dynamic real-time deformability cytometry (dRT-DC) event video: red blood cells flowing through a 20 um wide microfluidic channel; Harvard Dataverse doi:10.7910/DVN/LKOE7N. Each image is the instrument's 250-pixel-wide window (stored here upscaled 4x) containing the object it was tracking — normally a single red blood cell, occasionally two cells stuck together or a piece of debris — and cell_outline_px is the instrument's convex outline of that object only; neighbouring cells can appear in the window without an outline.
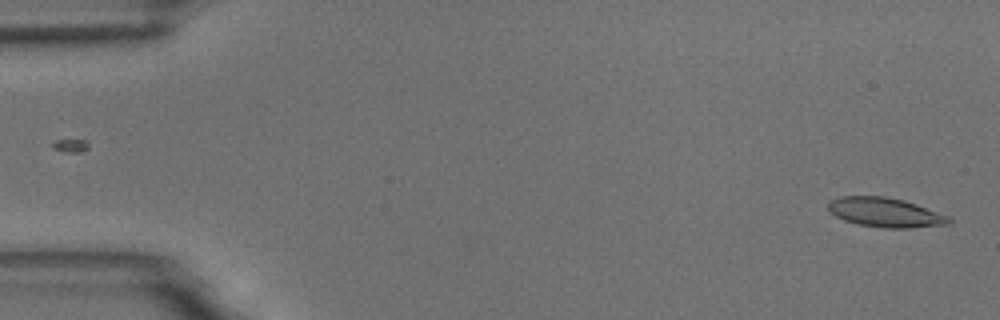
{"species": "common noctule bat (a hibernating species)", "species_latin": "Nyctalus noctula", "temperature_condition": "room temperature", "stored_images_in_passage": 54, "camera_frame_rate_fps": 3000, "um_per_image_px": 0.085, "animal": {"sex": "male", "body_mass_g": 18.8}, "frame": {"image": 1, "passage_image": 1, "time_ms": 0.0, "image_size_px": [1000, 320], "cell_outline_px": [[952, 220], [948, 224], [912, 228], [884, 228], [860, 224], [844, 220], [836, 216], [828, 208], [828, 200], [840, 196], [884, 196], [904, 200], [916, 204], [948, 216]], "centroid_in_image_um": [75.23, 18.05], "position_along_channel_um": 9.8, "area_um2": 20.58}}
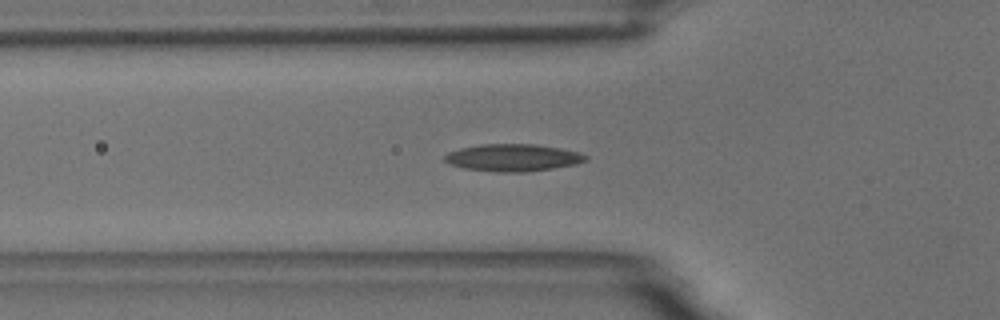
{"frame": {"image": 2, "passage_image": 18, "time_ms": 5.667, "image_size_px": [1000, 320], "cell_outline_px": [[588, 160], [576, 164], [552, 168], [524, 172], [496, 172], [464, 168], [448, 164], [444, 160], [444, 156], [448, 152], [460, 148], [480, 144], [536, 144], [560, 148], [576, 152], [588, 156]], "centroid_in_image_um": [43.56, 13.4], "position_along_channel_um": 82.2, "area_um2": 22.37}}
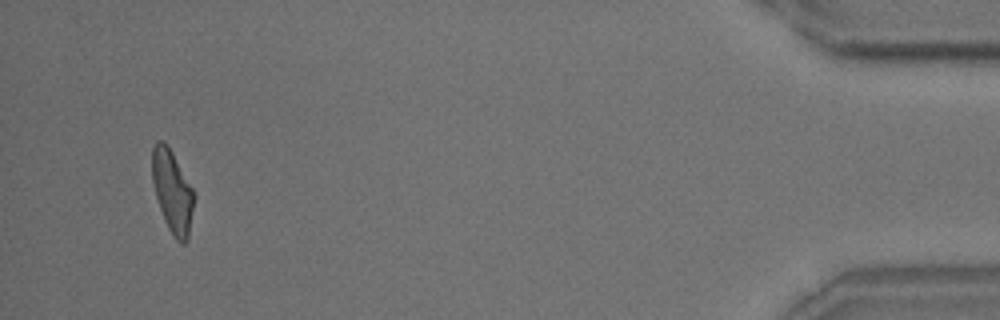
{"frame": {"image": 3, "passage_image": 52, "time_ms": 17.0, "image_size_px": [1000, 320], "cell_outline_px": [[196, 196], [188, 240], [184, 244], [180, 244], [176, 240], [168, 228], [164, 220], [156, 196], [152, 180], [152, 148], [156, 140], [164, 140], [172, 152], [192, 188]], "centroid_in_image_um": [14.66, 16.3], "position_along_channel_um": 420.5, "area_um2": 20.29}, "authors_computed_cell_mechanics": {"area_um2": 20.6057, "velocity_mm_per_s": 3.6499, "shape_relaxation_time_tau1_ms": null, "shape_relaxation_time_tau2_ms": 1.6865, "deformation_change_tau1": null, "deformation_change_tau2": 0.0979}}